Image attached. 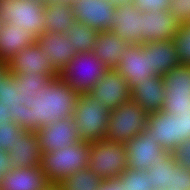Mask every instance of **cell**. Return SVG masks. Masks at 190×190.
<instances>
[{"label":"cell","mask_w":190,"mask_h":190,"mask_svg":"<svg viewBox=\"0 0 190 190\" xmlns=\"http://www.w3.org/2000/svg\"><path fill=\"white\" fill-rule=\"evenodd\" d=\"M44 8L30 0H0V24L18 25L38 37L45 32Z\"/></svg>","instance_id":"cell-8"},{"label":"cell","mask_w":190,"mask_h":190,"mask_svg":"<svg viewBox=\"0 0 190 190\" xmlns=\"http://www.w3.org/2000/svg\"><path fill=\"white\" fill-rule=\"evenodd\" d=\"M156 137L145 128L140 135L135 136L125 143L127 154V168L147 171L155 158H165L166 152L156 142Z\"/></svg>","instance_id":"cell-9"},{"label":"cell","mask_w":190,"mask_h":190,"mask_svg":"<svg viewBox=\"0 0 190 190\" xmlns=\"http://www.w3.org/2000/svg\"><path fill=\"white\" fill-rule=\"evenodd\" d=\"M103 179L90 168L81 169L62 179L57 185L61 190H99Z\"/></svg>","instance_id":"cell-26"},{"label":"cell","mask_w":190,"mask_h":190,"mask_svg":"<svg viewBox=\"0 0 190 190\" xmlns=\"http://www.w3.org/2000/svg\"><path fill=\"white\" fill-rule=\"evenodd\" d=\"M127 46L128 44L112 31H100L92 52L107 68L116 69Z\"/></svg>","instance_id":"cell-23"},{"label":"cell","mask_w":190,"mask_h":190,"mask_svg":"<svg viewBox=\"0 0 190 190\" xmlns=\"http://www.w3.org/2000/svg\"><path fill=\"white\" fill-rule=\"evenodd\" d=\"M32 2H35V3H40L42 5H45L47 2H49L50 0H30Z\"/></svg>","instance_id":"cell-45"},{"label":"cell","mask_w":190,"mask_h":190,"mask_svg":"<svg viewBox=\"0 0 190 190\" xmlns=\"http://www.w3.org/2000/svg\"><path fill=\"white\" fill-rule=\"evenodd\" d=\"M108 69L93 52H78L62 69L59 77L81 95L88 93L105 76Z\"/></svg>","instance_id":"cell-4"},{"label":"cell","mask_w":190,"mask_h":190,"mask_svg":"<svg viewBox=\"0 0 190 190\" xmlns=\"http://www.w3.org/2000/svg\"><path fill=\"white\" fill-rule=\"evenodd\" d=\"M170 186L175 190H190V170L183 168L175 162L173 164Z\"/></svg>","instance_id":"cell-36"},{"label":"cell","mask_w":190,"mask_h":190,"mask_svg":"<svg viewBox=\"0 0 190 190\" xmlns=\"http://www.w3.org/2000/svg\"><path fill=\"white\" fill-rule=\"evenodd\" d=\"M51 183L41 167L13 168L0 179V190H43Z\"/></svg>","instance_id":"cell-20"},{"label":"cell","mask_w":190,"mask_h":190,"mask_svg":"<svg viewBox=\"0 0 190 190\" xmlns=\"http://www.w3.org/2000/svg\"><path fill=\"white\" fill-rule=\"evenodd\" d=\"M13 169L8 159V152L0 150V177L6 175Z\"/></svg>","instance_id":"cell-41"},{"label":"cell","mask_w":190,"mask_h":190,"mask_svg":"<svg viewBox=\"0 0 190 190\" xmlns=\"http://www.w3.org/2000/svg\"><path fill=\"white\" fill-rule=\"evenodd\" d=\"M162 148L172 153L185 139L190 138V114L156 111L147 115V127Z\"/></svg>","instance_id":"cell-6"},{"label":"cell","mask_w":190,"mask_h":190,"mask_svg":"<svg viewBox=\"0 0 190 190\" xmlns=\"http://www.w3.org/2000/svg\"><path fill=\"white\" fill-rule=\"evenodd\" d=\"M141 13L133 1L117 3L110 31L120 36L127 44H141Z\"/></svg>","instance_id":"cell-14"},{"label":"cell","mask_w":190,"mask_h":190,"mask_svg":"<svg viewBox=\"0 0 190 190\" xmlns=\"http://www.w3.org/2000/svg\"><path fill=\"white\" fill-rule=\"evenodd\" d=\"M88 93L102 107L110 110L131 101V89L116 69H108L105 76Z\"/></svg>","instance_id":"cell-10"},{"label":"cell","mask_w":190,"mask_h":190,"mask_svg":"<svg viewBox=\"0 0 190 190\" xmlns=\"http://www.w3.org/2000/svg\"><path fill=\"white\" fill-rule=\"evenodd\" d=\"M99 190H125V184L117 179L103 180Z\"/></svg>","instance_id":"cell-40"},{"label":"cell","mask_w":190,"mask_h":190,"mask_svg":"<svg viewBox=\"0 0 190 190\" xmlns=\"http://www.w3.org/2000/svg\"><path fill=\"white\" fill-rule=\"evenodd\" d=\"M10 107L7 105H3L0 103V121H10V111L8 110Z\"/></svg>","instance_id":"cell-42"},{"label":"cell","mask_w":190,"mask_h":190,"mask_svg":"<svg viewBox=\"0 0 190 190\" xmlns=\"http://www.w3.org/2000/svg\"><path fill=\"white\" fill-rule=\"evenodd\" d=\"M61 2H64V3H72L74 0H59Z\"/></svg>","instance_id":"cell-47"},{"label":"cell","mask_w":190,"mask_h":190,"mask_svg":"<svg viewBox=\"0 0 190 190\" xmlns=\"http://www.w3.org/2000/svg\"><path fill=\"white\" fill-rule=\"evenodd\" d=\"M149 52L150 67L159 76L180 64L174 40L149 41L141 44Z\"/></svg>","instance_id":"cell-22"},{"label":"cell","mask_w":190,"mask_h":190,"mask_svg":"<svg viewBox=\"0 0 190 190\" xmlns=\"http://www.w3.org/2000/svg\"><path fill=\"white\" fill-rule=\"evenodd\" d=\"M8 159L13 168L41 167L42 151L35 131L24 130L16 138Z\"/></svg>","instance_id":"cell-19"},{"label":"cell","mask_w":190,"mask_h":190,"mask_svg":"<svg viewBox=\"0 0 190 190\" xmlns=\"http://www.w3.org/2000/svg\"><path fill=\"white\" fill-rule=\"evenodd\" d=\"M37 37L29 30L19 29L18 25H0V61L8 62L21 49L36 43Z\"/></svg>","instance_id":"cell-21"},{"label":"cell","mask_w":190,"mask_h":190,"mask_svg":"<svg viewBox=\"0 0 190 190\" xmlns=\"http://www.w3.org/2000/svg\"><path fill=\"white\" fill-rule=\"evenodd\" d=\"M110 111L102 107L89 93L81 94L76 101L72 116L80 139L88 142L104 140Z\"/></svg>","instance_id":"cell-3"},{"label":"cell","mask_w":190,"mask_h":190,"mask_svg":"<svg viewBox=\"0 0 190 190\" xmlns=\"http://www.w3.org/2000/svg\"><path fill=\"white\" fill-rule=\"evenodd\" d=\"M14 77L17 82L21 83L22 90L28 96H36L39 89L45 88L55 78L52 74H30V72L24 74L15 73Z\"/></svg>","instance_id":"cell-30"},{"label":"cell","mask_w":190,"mask_h":190,"mask_svg":"<svg viewBox=\"0 0 190 190\" xmlns=\"http://www.w3.org/2000/svg\"><path fill=\"white\" fill-rule=\"evenodd\" d=\"M35 96L27 95L22 90L21 83L17 82L14 74L9 70L0 79V103L16 108L19 104L28 107Z\"/></svg>","instance_id":"cell-25"},{"label":"cell","mask_w":190,"mask_h":190,"mask_svg":"<svg viewBox=\"0 0 190 190\" xmlns=\"http://www.w3.org/2000/svg\"><path fill=\"white\" fill-rule=\"evenodd\" d=\"M173 40L180 64L190 65V23L180 25Z\"/></svg>","instance_id":"cell-33"},{"label":"cell","mask_w":190,"mask_h":190,"mask_svg":"<svg viewBox=\"0 0 190 190\" xmlns=\"http://www.w3.org/2000/svg\"><path fill=\"white\" fill-rule=\"evenodd\" d=\"M66 33L71 36V42L78 52L89 53L93 51L99 31L76 20Z\"/></svg>","instance_id":"cell-28"},{"label":"cell","mask_w":190,"mask_h":190,"mask_svg":"<svg viewBox=\"0 0 190 190\" xmlns=\"http://www.w3.org/2000/svg\"><path fill=\"white\" fill-rule=\"evenodd\" d=\"M168 12L181 25L190 23V0H170Z\"/></svg>","instance_id":"cell-35"},{"label":"cell","mask_w":190,"mask_h":190,"mask_svg":"<svg viewBox=\"0 0 190 190\" xmlns=\"http://www.w3.org/2000/svg\"><path fill=\"white\" fill-rule=\"evenodd\" d=\"M23 131L15 122L0 121V150L11 151L17 136Z\"/></svg>","instance_id":"cell-34"},{"label":"cell","mask_w":190,"mask_h":190,"mask_svg":"<svg viewBox=\"0 0 190 190\" xmlns=\"http://www.w3.org/2000/svg\"><path fill=\"white\" fill-rule=\"evenodd\" d=\"M8 71V68L6 66V62L0 61V79L2 76Z\"/></svg>","instance_id":"cell-43"},{"label":"cell","mask_w":190,"mask_h":190,"mask_svg":"<svg viewBox=\"0 0 190 190\" xmlns=\"http://www.w3.org/2000/svg\"><path fill=\"white\" fill-rule=\"evenodd\" d=\"M116 71L131 89L145 77L157 76L149 62V52L141 44H128Z\"/></svg>","instance_id":"cell-11"},{"label":"cell","mask_w":190,"mask_h":190,"mask_svg":"<svg viewBox=\"0 0 190 190\" xmlns=\"http://www.w3.org/2000/svg\"><path fill=\"white\" fill-rule=\"evenodd\" d=\"M10 122H15L23 130L29 131V108L19 104L16 108L10 107Z\"/></svg>","instance_id":"cell-38"},{"label":"cell","mask_w":190,"mask_h":190,"mask_svg":"<svg viewBox=\"0 0 190 190\" xmlns=\"http://www.w3.org/2000/svg\"><path fill=\"white\" fill-rule=\"evenodd\" d=\"M175 160L171 153L165 158H155L152 165L147 170V175L151 179L152 190L167 189L172 182V171Z\"/></svg>","instance_id":"cell-27"},{"label":"cell","mask_w":190,"mask_h":190,"mask_svg":"<svg viewBox=\"0 0 190 190\" xmlns=\"http://www.w3.org/2000/svg\"><path fill=\"white\" fill-rule=\"evenodd\" d=\"M42 153L55 152L81 142L73 117L58 119L36 131Z\"/></svg>","instance_id":"cell-13"},{"label":"cell","mask_w":190,"mask_h":190,"mask_svg":"<svg viewBox=\"0 0 190 190\" xmlns=\"http://www.w3.org/2000/svg\"><path fill=\"white\" fill-rule=\"evenodd\" d=\"M164 112L176 114H190V93L165 92Z\"/></svg>","instance_id":"cell-32"},{"label":"cell","mask_w":190,"mask_h":190,"mask_svg":"<svg viewBox=\"0 0 190 190\" xmlns=\"http://www.w3.org/2000/svg\"><path fill=\"white\" fill-rule=\"evenodd\" d=\"M171 154L178 165L190 170V138L183 140Z\"/></svg>","instance_id":"cell-37"},{"label":"cell","mask_w":190,"mask_h":190,"mask_svg":"<svg viewBox=\"0 0 190 190\" xmlns=\"http://www.w3.org/2000/svg\"><path fill=\"white\" fill-rule=\"evenodd\" d=\"M141 12L168 10L170 0H132Z\"/></svg>","instance_id":"cell-39"},{"label":"cell","mask_w":190,"mask_h":190,"mask_svg":"<svg viewBox=\"0 0 190 190\" xmlns=\"http://www.w3.org/2000/svg\"><path fill=\"white\" fill-rule=\"evenodd\" d=\"M141 44L149 41L172 40L180 28L168 10L142 12Z\"/></svg>","instance_id":"cell-17"},{"label":"cell","mask_w":190,"mask_h":190,"mask_svg":"<svg viewBox=\"0 0 190 190\" xmlns=\"http://www.w3.org/2000/svg\"><path fill=\"white\" fill-rule=\"evenodd\" d=\"M76 21L73 4L59 0H50L45 4V31L52 33H66Z\"/></svg>","instance_id":"cell-24"},{"label":"cell","mask_w":190,"mask_h":190,"mask_svg":"<svg viewBox=\"0 0 190 190\" xmlns=\"http://www.w3.org/2000/svg\"><path fill=\"white\" fill-rule=\"evenodd\" d=\"M163 190H175L173 187L169 186L167 187V189H163Z\"/></svg>","instance_id":"cell-48"},{"label":"cell","mask_w":190,"mask_h":190,"mask_svg":"<svg viewBox=\"0 0 190 190\" xmlns=\"http://www.w3.org/2000/svg\"><path fill=\"white\" fill-rule=\"evenodd\" d=\"M36 43L59 73L78 54L68 33L45 31L37 37Z\"/></svg>","instance_id":"cell-15"},{"label":"cell","mask_w":190,"mask_h":190,"mask_svg":"<svg viewBox=\"0 0 190 190\" xmlns=\"http://www.w3.org/2000/svg\"><path fill=\"white\" fill-rule=\"evenodd\" d=\"M118 179L125 184V190H152L151 179L147 171L127 168L120 174Z\"/></svg>","instance_id":"cell-31"},{"label":"cell","mask_w":190,"mask_h":190,"mask_svg":"<svg viewBox=\"0 0 190 190\" xmlns=\"http://www.w3.org/2000/svg\"><path fill=\"white\" fill-rule=\"evenodd\" d=\"M8 70L15 73L52 74L59 77V72L52 66L47 55L43 54L37 43L21 49L6 63Z\"/></svg>","instance_id":"cell-16"},{"label":"cell","mask_w":190,"mask_h":190,"mask_svg":"<svg viewBox=\"0 0 190 190\" xmlns=\"http://www.w3.org/2000/svg\"><path fill=\"white\" fill-rule=\"evenodd\" d=\"M72 4L77 21L99 32L111 29L117 3L111 0H74Z\"/></svg>","instance_id":"cell-12"},{"label":"cell","mask_w":190,"mask_h":190,"mask_svg":"<svg viewBox=\"0 0 190 190\" xmlns=\"http://www.w3.org/2000/svg\"><path fill=\"white\" fill-rule=\"evenodd\" d=\"M43 190H61V188L57 184H50Z\"/></svg>","instance_id":"cell-44"},{"label":"cell","mask_w":190,"mask_h":190,"mask_svg":"<svg viewBox=\"0 0 190 190\" xmlns=\"http://www.w3.org/2000/svg\"><path fill=\"white\" fill-rule=\"evenodd\" d=\"M80 95L60 77H55L28 104L29 131L53 124L58 119L73 116Z\"/></svg>","instance_id":"cell-1"},{"label":"cell","mask_w":190,"mask_h":190,"mask_svg":"<svg viewBox=\"0 0 190 190\" xmlns=\"http://www.w3.org/2000/svg\"><path fill=\"white\" fill-rule=\"evenodd\" d=\"M163 79L165 92L190 93V65H177L165 73Z\"/></svg>","instance_id":"cell-29"},{"label":"cell","mask_w":190,"mask_h":190,"mask_svg":"<svg viewBox=\"0 0 190 190\" xmlns=\"http://www.w3.org/2000/svg\"><path fill=\"white\" fill-rule=\"evenodd\" d=\"M91 142L81 141L55 152L42 153L41 169L51 184H58L73 172L89 168Z\"/></svg>","instance_id":"cell-2"},{"label":"cell","mask_w":190,"mask_h":190,"mask_svg":"<svg viewBox=\"0 0 190 190\" xmlns=\"http://www.w3.org/2000/svg\"><path fill=\"white\" fill-rule=\"evenodd\" d=\"M111 1H113L115 3H119V2L132 1V0H111Z\"/></svg>","instance_id":"cell-46"},{"label":"cell","mask_w":190,"mask_h":190,"mask_svg":"<svg viewBox=\"0 0 190 190\" xmlns=\"http://www.w3.org/2000/svg\"><path fill=\"white\" fill-rule=\"evenodd\" d=\"M147 115L132 100L110 111V120L104 140L107 142L126 143L147 127Z\"/></svg>","instance_id":"cell-5"},{"label":"cell","mask_w":190,"mask_h":190,"mask_svg":"<svg viewBox=\"0 0 190 190\" xmlns=\"http://www.w3.org/2000/svg\"><path fill=\"white\" fill-rule=\"evenodd\" d=\"M89 168L103 180L117 179L127 169L125 143L91 142Z\"/></svg>","instance_id":"cell-7"},{"label":"cell","mask_w":190,"mask_h":190,"mask_svg":"<svg viewBox=\"0 0 190 190\" xmlns=\"http://www.w3.org/2000/svg\"><path fill=\"white\" fill-rule=\"evenodd\" d=\"M162 76L145 77L131 88V100L148 114L162 111L165 101Z\"/></svg>","instance_id":"cell-18"}]
</instances>
